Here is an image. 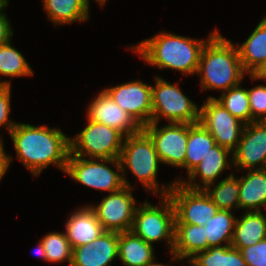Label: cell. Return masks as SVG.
<instances>
[{
  "mask_svg": "<svg viewBox=\"0 0 266 266\" xmlns=\"http://www.w3.org/2000/svg\"><path fill=\"white\" fill-rule=\"evenodd\" d=\"M9 134L16 157L34 177L52 164L65 172L70 154V138L63 131L46 125L17 123Z\"/></svg>",
  "mask_w": 266,
  "mask_h": 266,
  "instance_id": "1",
  "label": "cell"
},
{
  "mask_svg": "<svg viewBox=\"0 0 266 266\" xmlns=\"http://www.w3.org/2000/svg\"><path fill=\"white\" fill-rule=\"evenodd\" d=\"M217 31H212L206 40L159 32L129 49L158 69H171L182 72L185 76H193L197 72L204 45Z\"/></svg>",
  "mask_w": 266,
  "mask_h": 266,
  "instance_id": "2",
  "label": "cell"
},
{
  "mask_svg": "<svg viewBox=\"0 0 266 266\" xmlns=\"http://www.w3.org/2000/svg\"><path fill=\"white\" fill-rule=\"evenodd\" d=\"M196 74L202 90L227 91L242 82L243 70L237 47L219 30L204 45Z\"/></svg>",
  "mask_w": 266,
  "mask_h": 266,
  "instance_id": "3",
  "label": "cell"
},
{
  "mask_svg": "<svg viewBox=\"0 0 266 266\" xmlns=\"http://www.w3.org/2000/svg\"><path fill=\"white\" fill-rule=\"evenodd\" d=\"M121 164L122 177L124 185L130 188H134L131 183L127 181L125 170L129 169L138 181L142 183L148 192H152L153 195L159 194L167 196L172 189L174 182L166 185V187L159 186L157 182V173L159 170L160 159L152 139L142 129L136 134L126 136L122 145V149L119 156ZM127 167V168H126ZM150 190V191H149Z\"/></svg>",
  "mask_w": 266,
  "mask_h": 266,
  "instance_id": "4",
  "label": "cell"
},
{
  "mask_svg": "<svg viewBox=\"0 0 266 266\" xmlns=\"http://www.w3.org/2000/svg\"><path fill=\"white\" fill-rule=\"evenodd\" d=\"M161 198L159 206L144 201L136 207L131 231L152 245L165 240L171 254L174 247L175 212L169 197Z\"/></svg>",
  "mask_w": 266,
  "mask_h": 266,
  "instance_id": "5",
  "label": "cell"
},
{
  "mask_svg": "<svg viewBox=\"0 0 266 266\" xmlns=\"http://www.w3.org/2000/svg\"><path fill=\"white\" fill-rule=\"evenodd\" d=\"M155 76V85L152 90V119L151 122H160L161 117L168 123H197L199 122L200 108L191 101L178 86Z\"/></svg>",
  "mask_w": 266,
  "mask_h": 266,
  "instance_id": "6",
  "label": "cell"
},
{
  "mask_svg": "<svg viewBox=\"0 0 266 266\" xmlns=\"http://www.w3.org/2000/svg\"><path fill=\"white\" fill-rule=\"evenodd\" d=\"M106 164L116 167L114 171ZM65 174L74 181L87 187L99 190L115 192L123 188L121 164L119 159L84 158L72 155L68 156Z\"/></svg>",
  "mask_w": 266,
  "mask_h": 266,
  "instance_id": "7",
  "label": "cell"
},
{
  "mask_svg": "<svg viewBox=\"0 0 266 266\" xmlns=\"http://www.w3.org/2000/svg\"><path fill=\"white\" fill-rule=\"evenodd\" d=\"M87 123L79 134L70 137V153L84 158L119 159L125 136L102 123L89 119Z\"/></svg>",
  "mask_w": 266,
  "mask_h": 266,
  "instance_id": "8",
  "label": "cell"
},
{
  "mask_svg": "<svg viewBox=\"0 0 266 266\" xmlns=\"http://www.w3.org/2000/svg\"><path fill=\"white\" fill-rule=\"evenodd\" d=\"M199 122L211 133L217 145L231 152L240 142L245 126L212 96L200 106Z\"/></svg>",
  "mask_w": 266,
  "mask_h": 266,
  "instance_id": "9",
  "label": "cell"
},
{
  "mask_svg": "<svg viewBox=\"0 0 266 266\" xmlns=\"http://www.w3.org/2000/svg\"><path fill=\"white\" fill-rule=\"evenodd\" d=\"M175 212V224L205 226L219 210L204 190H192L174 182L168 195Z\"/></svg>",
  "mask_w": 266,
  "mask_h": 266,
  "instance_id": "10",
  "label": "cell"
},
{
  "mask_svg": "<svg viewBox=\"0 0 266 266\" xmlns=\"http://www.w3.org/2000/svg\"><path fill=\"white\" fill-rule=\"evenodd\" d=\"M158 124L151 122L144 126L143 130L152 139L160 162L185 168L188 123H168L163 127H159Z\"/></svg>",
  "mask_w": 266,
  "mask_h": 266,
  "instance_id": "11",
  "label": "cell"
},
{
  "mask_svg": "<svg viewBox=\"0 0 266 266\" xmlns=\"http://www.w3.org/2000/svg\"><path fill=\"white\" fill-rule=\"evenodd\" d=\"M132 189L124 186L105 196L97 206L90 204L104 231L118 233L131 231L137 207Z\"/></svg>",
  "mask_w": 266,
  "mask_h": 266,
  "instance_id": "12",
  "label": "cell"
},
{
  "mask_svg": "<svg viewBox=\"0 0 266 266\" xmlns=\"http://www.w3.org/2000/svg\"><path fill=\"white\" fill-rule=\"evenodd\" d=\"M151 86L136 80L103 90L143 128L152 119Z\"/></svg>",
  "mask_w": 266,
  "mask_h": 266,
  "instance_id": "13",
  "label": "cell"
},
{
  "mask_svg": "<svg viewBox=\"0 0 266 266\" xmlns=\"http://www.w3.org/2000/svg\"><path fill=\"white\" fill-rule=\"evenodd\" d=\"M232 163L239 171L266 168V121L245 124Z\"/></svg>",
  "mask_w": 266,
  "mask_h": 266,
  "instance_id": "14",
  "label": "cell"
},
{
  "mask_svg": "<svg viewBox=\"0 0 266 266\" xmlns=\"http://www.w3.org/2000/svg\"><path fill=\"white\" fill-rule=\"evenodd\" d=\"M87 119L120 131L125 137L143 128L125 112L104 90L87 107Z\"/></svg>",
  "mask_w": 266,
  "mask_h": 266,
  "instance_id": "15",
  "label": "cell"
},
{
  "mask_svg": "<svg viewBox=\"0 0 266 266\" xmlns=\"http://www.w3.org/2000/svg\"><path fill=\"white\" fill-rule=\"evenodd\" d=\"M229 156L232 162V152L216 144L210 149V152L203 157L202 161L187 174V180L179 177V179L174 180V182H179L192 190H204L208 185L213 186V183H216L215 180L227 167L231 166L230 169L232 168L233 163H230L228 160L230 158ZM198 176L202 181L196 182Z\"/></svg>",
  "mask_w": 266,
  "mask_h": 266,
  "instance_id": "16",
  "label": "cell"
},
{
  "mask_svg": "<svg viewBox=\"0 0 266 266\" xmlns=\"http://www.w3.org/2000/svg\"><path fill=\"white\" fill-rule=\"evenodd\" d=\"M118 232L104 231L90 244L73 248L70 266H111L118 258Z\"/></svg>",
  "mask_w": 266,
  "mask_h": 266,
  "instance_id": "17",
  "label": "cell"
},
{
  "mask_svg": "<svg viewBox=\"0 0 266 266\" xmlns=\"http://www.w3.org/2000/svg\"><path fill=\"white\" fill-rule=\"evenodd\" d=\"M65 228L66 237L72 248L90 244L104 232L90 205L76 209L66 221Z\"/></svg>",
  "mask_w": 266,
  "mask_h": 266,
  "instance_id": "18",
  "label": "cell"
},
{
  "mask_svg": "<svg viewBox=\"0 0 266 266\" xmlns=\"http://www.w3.org/2000/svg\"><path fill=\"white\" fill-rule=\"evenodd\" d=\"M208 249V242L205 236V226L193 224H175L174 247L172 260L182 261L192 258L197 252Z\"/></svg>",
  "mask_w": 266,
  "mask_h": 266,
  "instance_id": "19",
  "label": "cell"
},
{
  "mask_svg": "<svg viewBox=\"0 0 266 266\" xmlns=\"http://www.w3.org/2000/svg\"><path fill=\"white\" fill-rule=\"evenodd\" d=\"M237 45L243 70L253 75L266 60V16L242 44Z\"/></svg>",
  "mask_w": 266,
  "mask_h": 266,
  "instance_id": "20",
  "label": "cell"
},
{
  "mask_svg": "<svg viewBox=\"0 0 266 266\" xmlns=\"http://www.w3.org/2000/svg\"><path fill=\"white\" fill-rule=\"evenodd\" d=\"M246 172L239 178V209L261 211L260 207H266V168Z\"/></svg>",
  "mask_w": 266,
  "mask_h": 266,
  "instance_id": "21",
  "label": "cell"
},
{
  "mask_svg": "<svg viewBox=\"0 0 266 266\" xmlns=\"http://www.w3.org/2000/svg\"><path fill=\"white\" fill-rule=\"evenodd\" d=\"M266 238V217L262 211H245L237 218L231 246L241 250Z\"/></svg>",
  "mask_w": 266,
  "mask_h": 266,
  "instance_id": "22",
  "label": "cell"
},
{
  "mask_svg": "<svg viewBox=\"0 0 266 266\" xmlns=\"http://www.w3.org/2000/svg\"><path fill=\"white\" fill-rule=\"evenodd\" d=\"M153 245L146 243L132 231L119 233L118 259L125 266H147L155 261Z\"/></svg>",
  "mask_w": 266,
  "mask_h": 266,
  "instance_id": "23",
  "label": "cell"
},
{
  "mask_svg": "<svg viewBox=\"0 0 266 266\" xmlns=\"http://www.w3.org/2000/svg\"><path fill=\"white\" fill-rule=\"evenodd\" d=\"M43 9L54 25L89 20L90 4L86 0H42Z\"/></svg>",
  "mask_w": 266,
  "mask_h": 266,
  "instance_id": "24",
  "label": "cell"
},
{
  "mask_svg": "<svg viewBox=\"0 0 266 266\" xmlns=\"http://www.w3.org/2000/svg\"><path fill=\"white\" fill-rule=\"evenodd\" d=\"M214 145H216L215 139L200 122L188 123V142L185 155V168L188 174L202 161Z\"/></svg>",
  "mask_w": 266,
  "mask_h": 266,
  "instance_id": "25",
  "label": "cell"
},
{
  "mask_svg": "<svg viewBox=\"0 0 266 266\" xmlns=\"http://www.w3.org/2000/svg\"><path fill=\"white\" fill-rule=\"evenodd\" d=\"M236 220L232 211L218 210L205 225L208 248L231 245ZM223 242L226 243L223 245Z\"/></svg>",
  "mask_w": 266,
  "mask_h": 266,
  "instance_id": "26",
  "label": "cell"
},
{
  "mask_svg": "<svg viewBox=\"0 0 266 266\" xmlns=\"http://www.w3.org/2000/svg\"><path fill=\"white\" fill-rule=\"evenodd\" d=\"M204 191L219 210L233 211L234 208H239V178L233 172L217 182L213 188L208 185Z\"/></svg>",
  "mask_w": 266,
  "mask_h": 266,
  "instance_id": "27",
  "label": "cell"
},
{
  "mask_svg": "<svg viewBox=\"0 0 266 266\" xmlns=\"http://www.w3.org/2000/svg\"><path fill=\"white\" fill-rule=\"evenodd\" d=\"M241 85L231 87L221 93L219 98H215L225 109L244 124L252 122L248 89L241 88Z\"/></svg>",
  "mask_w": 266,
  "mask_h": 266,
  "instance_id": "28",
  "label": "cell"
},
{
  "mask_svg": "<svg viewBox=\"0 0 266 266\" xmlns=\"http://www.w3.org/2000/svg\"><path fill=\"white\" fill-rule=\"evenodd\" d=\"M0 75L7 77L33 75L25 57L12 46L11 41L0 45Z\"/></svg>",
  "mask_w": 266,
  "mask_h": 266,
  "instance_id": "29",
  "label": "cell"
},
{
  "mask_svg": "<svg viewBox=\"0 0 266 266\" xmlns=\"http://www.w3.org/2000/svg\"><path fill=\"white\" fill-rule=\"evenodd\" d=\"M40 240L44 246L47 262L62 263L68 261L69 266L71 265L73 248L65 233L50 232Z\"/></svg>",
  "mask_w": 266,
  "mask_h": 266,
  "instance_id": "30",
  "label": "cell"
},
{
  "mask_svg": "<svg viewBox=\"0 0 266 266\" xmlns=\"http://www.w3.org/2000/svg\"><path fill=\"white\" fill-rule=\"evenodd\" d=\"M250 111L253 121H266V86L248 89Z\"/></svg>",
  "mask_w": 266,
  "mask_h": 266,
  "instance_id": "31",
  "label": "cell"
},
{
  "mask_svg": "<svg viewBox=\"0 0 266 266\" xmlns=\"http://www.w3.org/2000/svg\"><path fill=\"white\" fill-rule=\"evenodd\" d=\"M188 262L191 266H223L224 246L210 247L197 252Z\"/></svg>",
  "mask_w": 266,
  "mask_h": 266,
  "instance_id": "32",
  "label": "cell"
},
{
  "mask_svg": "<svg viewBox=\"0 0 266 266\" xmlns=\"http://www.w3.org/2000/svg\"><path fill=\"white\" fill-rule=\"evenodd\" d=\"M240 251L247 266H266V238Z\"/></svg>",
  "mask_w": 266,
  "mask_h": 266,
  "instance_id": "33",
  "label": "cell"
},
{
  "mask_svg": "<svg viewBox=\"0 0 266 266\" xmlns=\"http://www.w3.org/2000/svg\"><path fill=\"white\" fill-rule=\"evenodd\" d=\"M11 86L0 85V127L5 126L7 132L15 127L17 122L9 120V113L11 111ZM2 138V136L0 137Z\"/></svg>",
  "mask_w": 266,
  "mask_h": 266,
  "instance_id": "34",
  "label": "cell"
},
{
  "mask_svg": "<svg viewBox=\"0 0 266 266\" xmlns=\"http://www.w3.org/2000/svg\"><path fill=\"white\" fill-rule=\"evenodd\" d=\"M223 266H247V264L240 250L233 248L231 245H224Z\"/></svg>",
  "mask_w": 266,
  "mask_h": 266,
  "instance_id": "35",
  "label": "cell"
},
{
  "mask_svg": "<svg viewBox=\"0 0 266 266\" xmlns=\"http://www.w3.org/2000/svg\"><path fill=\"white\" fill-rule=\"evenodd\" d=\"M13 35L12 26L5 13L0 15V45L11 41Z\"/></svg>",
  "mask_w": 266,
  "mask_h": 266,
  "instance_id": "36",
  "label": "cell"
},
{
  "mask_svg": "<svg viewBox=\"0 0 266 266\" xmlns=\"http://www.w3.org/2000/svg\"><path fill=\"white\" fill-rule=\"evenodd\" d=\"M3 140L0 138V181L5 176L7 169L12 161L11 156L7 155L4 150Z\"/></svg>",
  "mask_w": 266,
  "mask_h": 266,
  "instance_id": "37",
  "label": "cell"
},
{
  "mask_svg": "<svg viewBox=\"0 0 266 266\" xmlns=\"http://www.w3.org/2000/svg\"><path fill=\"white\" fill-rule=\"evenodd\" d=\"M250 78L254 80H264L266 81V60L265 62L260 66V68L253 74L250 75Z\"/></svg>",
  "mask_w": 266,
  "mask_h": 266,
  "instance_id": "38",
  "label": "cell"
},
{
  "mask_svg": "<svg viewBox=\"0 0 266 266\" xmlns=\"http://www.w3.org/2000/svg\"><path fill=\"white\" fill-rule=\"evenodd\" d=\"M35 249H34L35 252L33 251L34 254L40 256V258H42L44 261L47 262L46 253H45L44 246L41 240L39 241V245Z\"/></svg>",
  "mask_w": 266,
  "mask_h": 266,
  "instance_id": "39",
  "label": "cell"
},
{
  "mask_svg": "<svg viewBox=\"0 0 266 266\" xmlns=\"http://www.w3.org/2000/svg\"><path fill=\"white\" fill-rule=\"evenodd\" d=\"M8 0H0V15L3 14L4 9L8 6Z\"/></svg>",
  "mask_w": 266,
  "mask_h": 266,
  "instance_id": "40",
  "label": "cell"
},
{
  "mask_svg": "<svg viewBox=\"0 0 266 266\" xmlns=\"http://www.w3.org/2000/svg\"><path fill=\"white\" fill-rule=\"evenodd\" d=\"M95 1H97V3L100 4L101 6H104L106 1H108V0H95ZM86 2L89 4L90 0H86Z\"/></svg>",
  "mask_w": 266,
  "mask_h": 266,
  "instance_id": "41",
  "label": "cell"
},
{
  "mask_svg": "<svg viewBox=\"0 0 266 266\" xmlns=\"http://www.w3.org/2000/svg\"><path fill=\"white\" fill-rule=\"evenodd\" d=\"M147 266H167V265H164V264H161V263H157V262L154 261V262L150 263Z\"/></svg>",
  "mask_w": 266,
  "mask_h": 266,
  "instance_id": "42",
  "label": "cell"
},
{
  "mask_svg": "<svg viewBox=\"0 0 266 266\" xmlns=\"http://www.w3.org/2000/svg\"><path fill=\"white\" fill-rule=\"evenodd\" d=\"M0 85H10L11 86V84H10V81H8V80H6V81H1L0 80Z\"/></svg>",
  "mask_w": 266,
  "mask_h": 266,
  "instance_id": "43",
  "label": "cell"
}]
</instances>
